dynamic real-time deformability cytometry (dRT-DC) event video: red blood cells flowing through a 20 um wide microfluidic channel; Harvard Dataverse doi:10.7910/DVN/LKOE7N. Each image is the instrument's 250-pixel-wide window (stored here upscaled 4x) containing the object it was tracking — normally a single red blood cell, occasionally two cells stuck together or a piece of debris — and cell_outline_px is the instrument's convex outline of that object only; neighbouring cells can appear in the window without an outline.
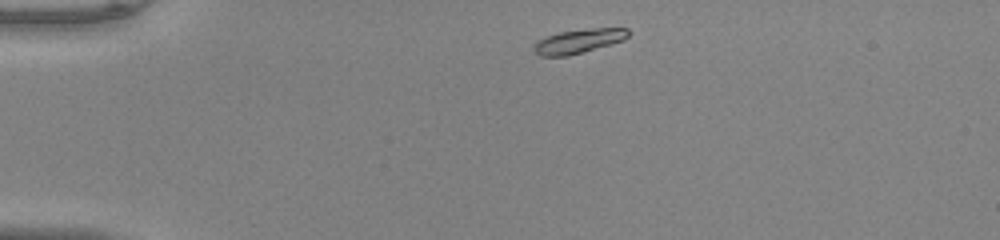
{"species": "common noctule bat (a hibernating species)", "species_latin": "Nyctalus noctula", "temperature_condition": "warm", "stored_images_in_passage": 41, "camera_frame_rate_fps": 3000, "um_per_image_px": 0.085, "animal": {"sex": "male", "body_mass_g": 20.0, "forearm_length_mm": 53.3}, "frame": {"image": 1, "passage_image": 1, "time_ms": 0.0, "image_size_px": [1000, 240], "cell_outline_px": [[628, 36], [624, 40], [612, 44], [568, 56], [540, 56], [532, 48], [536, 40], [560, 32], [592, 28], [628, 28]], "centroid_in_image_um": [49.17, 3.5], "position_along_channel_um": 35.8, "area_um2": 13.24}}
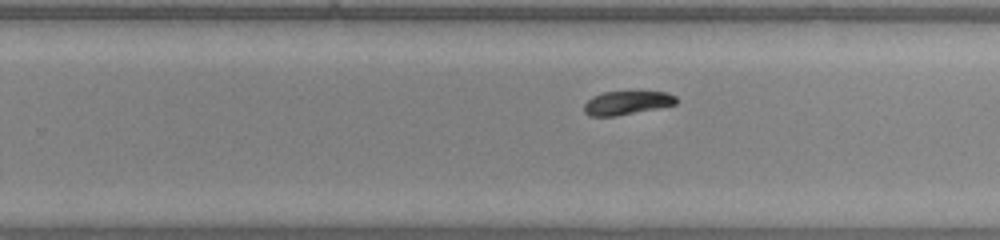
{"frame": {"image": 2, "passage_image": 23, "time_ms": 7.333, "image_size_px": [1000, 240], "cell_outline_px": [[676, 104], [616, 116], [588, 116], [584, 112], [584, 104], [592, 96], [604, 92], [640, 88], [668, 92], [676, 96]], "centroid_in_image_um": [53.31, 8.67], "position_along_channel_um": 276.5, "area_um2": 13.47}}
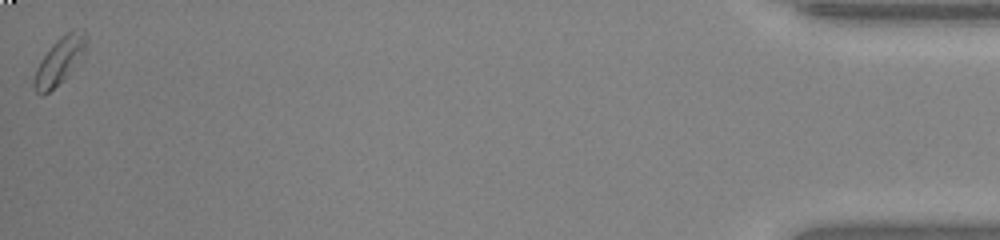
{"frame": {"image": 3, "passage_image": 41, "time_ms": 13.333, "image_size_px": [1000, 240], "cell_outline_px": [[88, 44], [84, 56], [48, 92], [40, 96], [32, 88], [32, 80], [36, 68], [40, 60], [52, 44], [60, 36], [68, 32], [84, 28], [88, 36]], "centroid_in_image_um": [5.07, 5.12], "position_along_channel_um": 430.1, "area_um2": 14.28}, "authors_computed_cell_mechanics": {"area_um2": 13.7564, "velocity_mm_per_s": 4.0342, "shape_relaxation_time_tau1_ms": 2.7382, "shape_relaxation_time_tau2_ms": null, "deformation_change_tau1": 0.1217, "deformation_change_tau2": null}}